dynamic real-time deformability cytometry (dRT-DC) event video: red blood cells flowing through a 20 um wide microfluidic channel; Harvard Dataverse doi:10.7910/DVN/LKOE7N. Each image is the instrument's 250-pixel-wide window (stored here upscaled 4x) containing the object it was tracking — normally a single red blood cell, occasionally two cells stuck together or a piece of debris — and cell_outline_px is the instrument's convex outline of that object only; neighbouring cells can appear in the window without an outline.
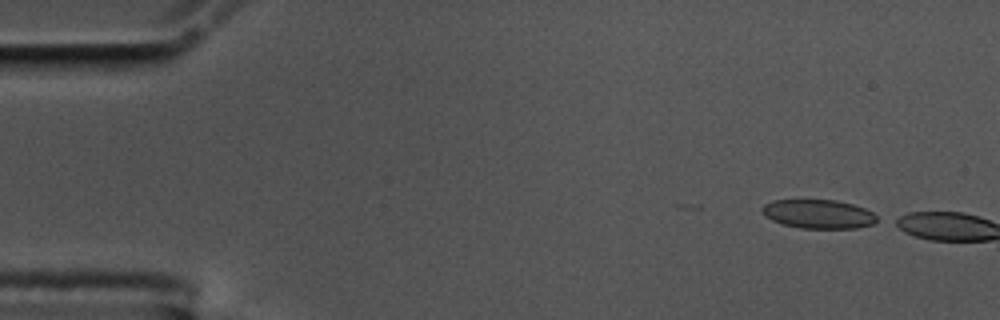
{"species": "common noctule bat (a hibernating species)", "species_latin": "Nyctalus noctula", "temperature_condition": "cold", "stored_images_in_passage": 3, "camera_frame_rate_fps": 3000, "um_per_image_px": 0.085, "animal": {"sex": "male", "body_mass_g": 17.5, "forearm_length_mm": 52.3}, "frame": {"image": 1, "passage_image": 1, "time_ms": 0.0, "image_size_px": [1000, 320], "cell_outline_px": [[880, 220], [872, 224], [856, 228], [800, 228], [784, 224], [772, 220], [764, 216], [760, 208], [764, 204], [772, 200], [836, 200], [852, 204], [864, 208], [872, 212]], "centroid_in_image_um": [69.55, 18.19], "position_along_channel_um": 15.4, "area_um2": 19.36}}